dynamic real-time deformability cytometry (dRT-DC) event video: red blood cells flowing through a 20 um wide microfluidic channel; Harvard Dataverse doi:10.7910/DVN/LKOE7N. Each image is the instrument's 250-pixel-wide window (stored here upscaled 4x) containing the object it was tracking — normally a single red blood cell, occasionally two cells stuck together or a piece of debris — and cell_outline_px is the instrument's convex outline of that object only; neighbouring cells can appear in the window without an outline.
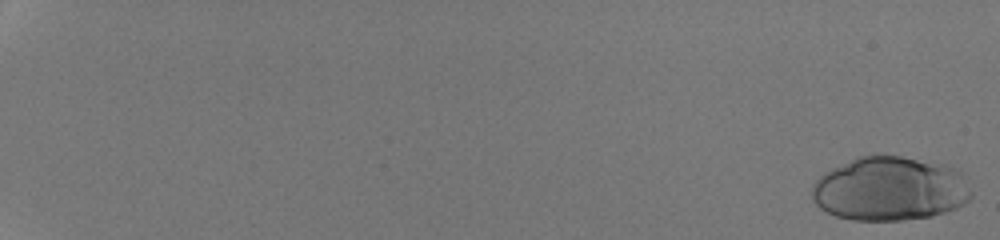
{"species": "human", "species_latin": "Homo sapiens", "temperature_condition": "room temperature", "stored_images_in_passage": 25, "camera_frame_rate_fps": 3000, "um_per_image_px": 0.085, "donor": {"sex": "male"}, "frame": {"image": 1, "passage_image": 1, "time_ms": 0.0, "image_size_px": [1000, 240], "cell_outline_px": [[972, 196], [964, 204], [956, 208], [944, 212], [928, 216], [900, 220], [852, 220], [836, 216], [820, 208], [812, 200], [812, 184], [824, 172], [832, 168], [860, 156], [876, 152], [900, 156], [952, 168], [960, 172], [972, 192]], "centroid_in_image_um": [75.59, 16.04], "position_along_channel_um": 9.4, "area_um2": 59.3}}
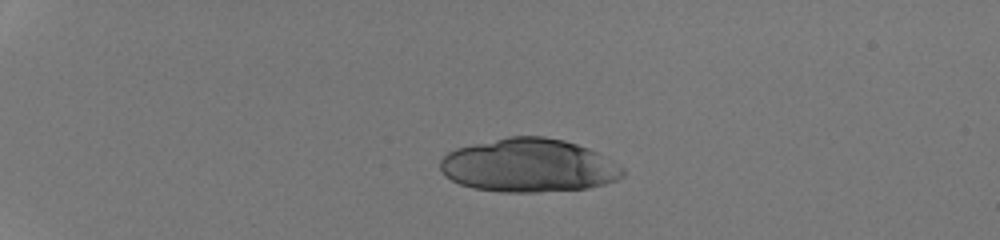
{"frame": {"image": 2, "passage_image": 15, "time_ms": 4.667, "image_size_px": [1000, 240], "cell_outline_px": [[624, 176], [616, 180], [604, 184], [588, 188], [540, 192], [500, 192], [472, 188], [460, 184], [444, 176], [440, 168], [440, 160], [448, 152], [456, 148], [508, 136], [544, 136], [564, 140], [588, 148], [596, 152], [624, 168]], "centroid_in_image_um": [44.92, 14.07], "position_along_channel_um": 40.1, "area_um2": 56.93}}